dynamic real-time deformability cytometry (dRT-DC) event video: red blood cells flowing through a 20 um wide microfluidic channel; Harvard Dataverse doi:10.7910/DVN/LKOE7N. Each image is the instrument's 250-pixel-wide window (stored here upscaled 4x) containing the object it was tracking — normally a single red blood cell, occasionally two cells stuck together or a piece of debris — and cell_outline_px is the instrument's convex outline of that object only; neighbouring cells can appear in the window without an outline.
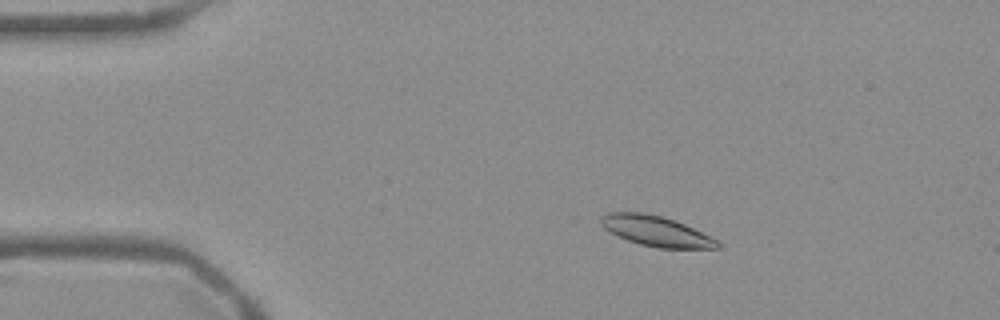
{"species": "Egyptian fruit bat (a non-hibernating species)", "species_latin": "Rousettus aegyptiacus", "temperature_condition": "warm", "stored_images_in_passage": 55, "camera_frame_rate_fps": 3000, "um_per_image_px": 0.085, "frame": {"image": 1, "passage_image": 10, "time_ms": 3.0, "image_size_px": [1000, 320], "cell_outline_px": [[720, 248], [660, 248], [640, 244], [628, 240], [604, 228], [600, 224], [600, 220], [608, 212], [640, 212], [664, 216], [676, 220], [716, 240], [720, 244]], "centroid_in_image_um": [55.75, 19.63], "position_along_channel_um": 29.2, "area_um2": 20.17}}
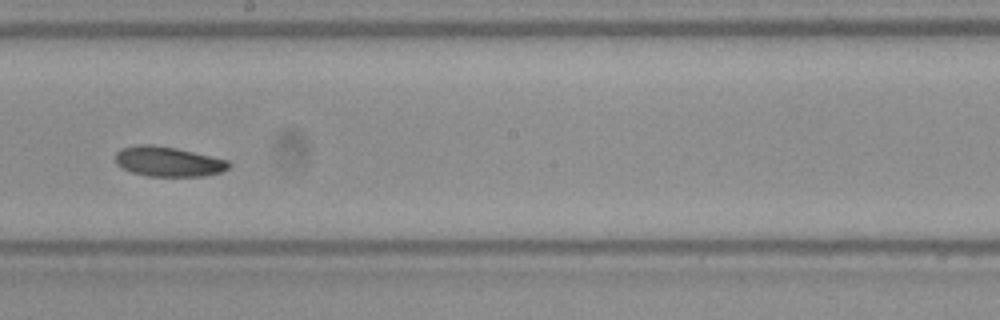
{"frame": {"image": 2, "passage_image": 31, "time_ms": 10.0, "image_size_px": [1000, 320], "cell_outline_px": [[232, 164], [228, 168], [220, 172], [204, 176], [148, 176], [132, 172], [116, 164], [116, 152], [120, 148], [136, 144], [152, 144], [176, 148], [228, 160]], "centroid_in_image_um": [14.28, 13.72], "position_along_channel_um": 233.9, "area_um2": 19.77}}
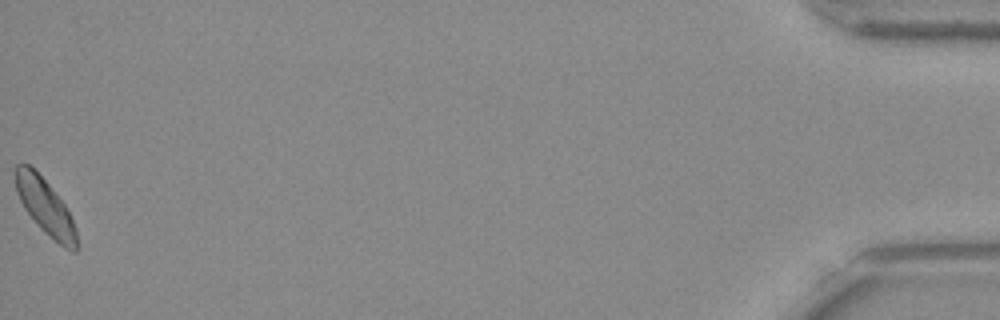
{"frame": {"image": 3, "passage_image": 55, "time_ms": 18.0, "image_size_px": [1000, 320], "cell_outline_px": [[80, 248], [76, 252], [72, 252], [64, 248], [44, 232], [40, 228], [24, 208], [16, 192], [16, 164], [28, 164], [48, 184], [64, 204], [76, 228]], "centroid_in_image_um": [3.9, 17.66], "position_along_channel_um": 431.3, "area_um2": 19.65}, "authors_computed_cell_mechanics": {"area_um2": 20.1722, "velocity_mm_per_s": 3.7422, "shape_relaxation_time_tau1_ms": 2.9597, "shape_relaxation_time_tau2_ms": null, "deformation_change_tau1": 0.0823, "deformation_change_tau2": null}}